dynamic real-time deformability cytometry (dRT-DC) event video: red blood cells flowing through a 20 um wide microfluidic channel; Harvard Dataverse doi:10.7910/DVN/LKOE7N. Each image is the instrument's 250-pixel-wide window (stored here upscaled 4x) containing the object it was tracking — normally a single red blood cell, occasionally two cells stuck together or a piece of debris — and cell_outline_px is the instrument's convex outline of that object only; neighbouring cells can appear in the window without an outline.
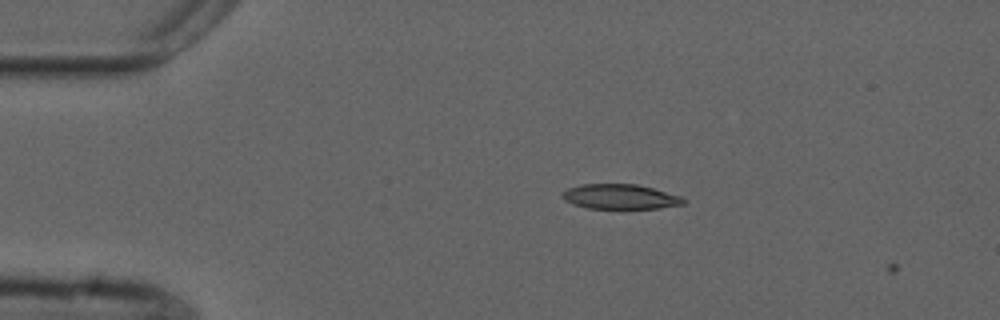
{"species": "common noctule bat (a hibernating species)", "species_latin": "Nyctalus noctula", "temperature_condition": "cold", "stored_images_in_passage": 3, "camera_frame_rate_fps": 3000, "um_per_image_px": 0.085, "animal": {"sex": "male", "forearm_length_mm": 52.5}, "frame": {"image": 1, "passage_image": 2, "time_ms": 0.333, "image_size_px": [1000, 320], "cell_outline_px": [[684, 204], [660, 208], [588, 208], [572, 204], [564, 200], [560, 196], [568, 188], [580, 184], [636, 184], [652, 188], [680, 196], [684, 200]], "centroid_in_image_um": [52.67, 16.71], "position_along_channel_um": 32.3, "area_um2": 17.4}}